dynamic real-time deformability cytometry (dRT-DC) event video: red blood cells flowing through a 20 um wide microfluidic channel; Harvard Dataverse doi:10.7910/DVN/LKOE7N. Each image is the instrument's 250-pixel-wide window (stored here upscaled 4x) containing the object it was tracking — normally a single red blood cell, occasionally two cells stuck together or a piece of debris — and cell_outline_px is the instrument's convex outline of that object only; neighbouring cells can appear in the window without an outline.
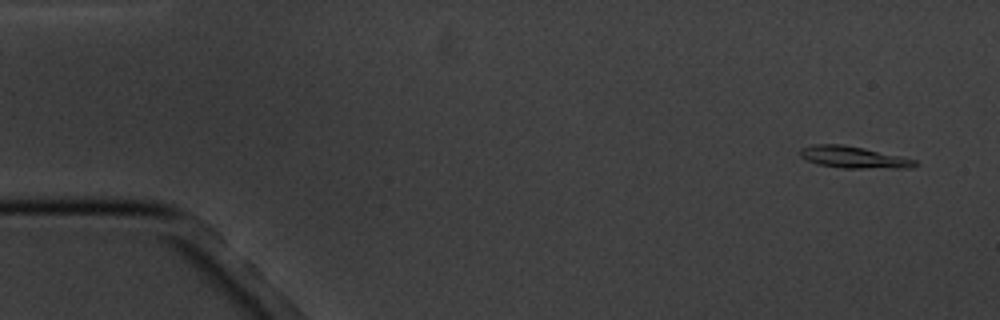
{"species": "common noctule bat (a hibernating species)", "species_latin": "Nyctalus noctula", "temperature_condition": "cold", "stored_images_in_passage": 6, "camera_frame_rate_fps": 3000, "um_per_image_px": 0.085, "animal": {"sex": "male", "body_mass_g": 20.1, "forearm_length_mm": 53.5}, "frame": {"image": 1, "passage_image": 1, "time_ms": 0.0, "image_size_px": [1000, 320], "cell_outline_px": [[916, 164], [912, 168], [840, 168], [816, 164], [800, 156], [800, 148], [812, 144], [844, 144], [864, 148], [900, 156], [916, 160]], "centroid_in_image_um": [72.51, 13.36], "position_along_channel_um": 12.5, "area_um2": 14.62}}
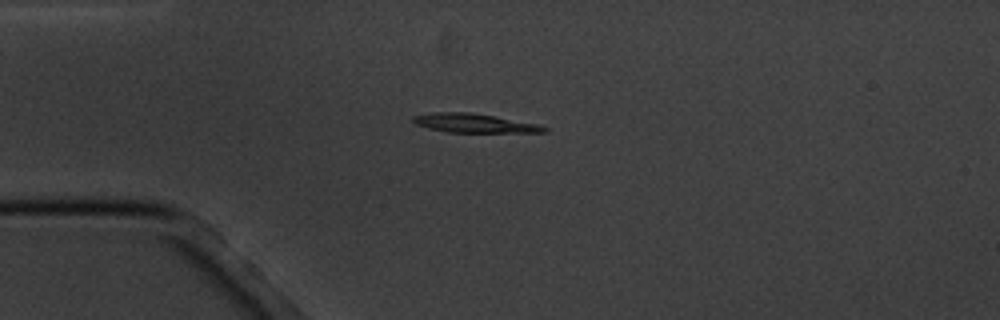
{"frame": {"image": 2, "passage_image": 4, "time_ms": 3.667, "image_size_px": [1000, 320], "cell_outline_px": [[548, 132], [444, 132], [428, 128], [416, 124], [412, 120], [412, 116], [436, 112], [468, 112], [492, 116], [536, 124], [548, 128]], "centroid_in_image_um": [40.25, 10.47], "position_along_channel_um": 44.7, "area_um2": 14.16}}
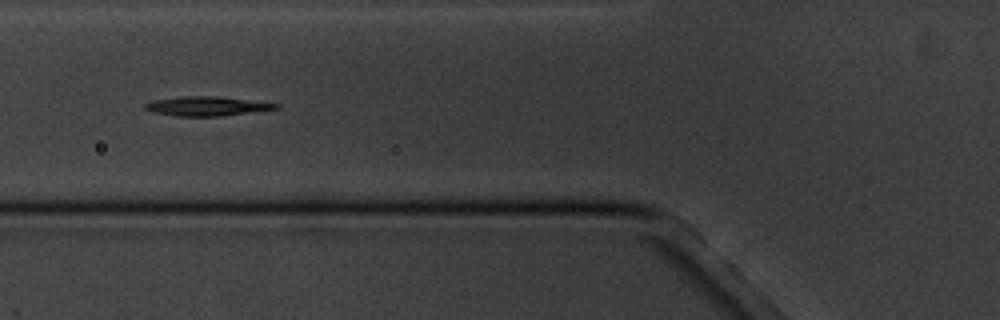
{"frame": {"image": 3, "passage_image": 6, "time_ms": 6.0, "image_size_px": [1000, 320], "cell_outline_px": [[280, 108], [220, 116], [176, 116], [152, 112], [144, 108], [144, 104], [152, 100], [184, 96], [216, 96], [280, 104]], "centroid_in_image_um": [17.53, 9.02], "position_along_channel_um": 108.3, "area_um2": 14.57}}